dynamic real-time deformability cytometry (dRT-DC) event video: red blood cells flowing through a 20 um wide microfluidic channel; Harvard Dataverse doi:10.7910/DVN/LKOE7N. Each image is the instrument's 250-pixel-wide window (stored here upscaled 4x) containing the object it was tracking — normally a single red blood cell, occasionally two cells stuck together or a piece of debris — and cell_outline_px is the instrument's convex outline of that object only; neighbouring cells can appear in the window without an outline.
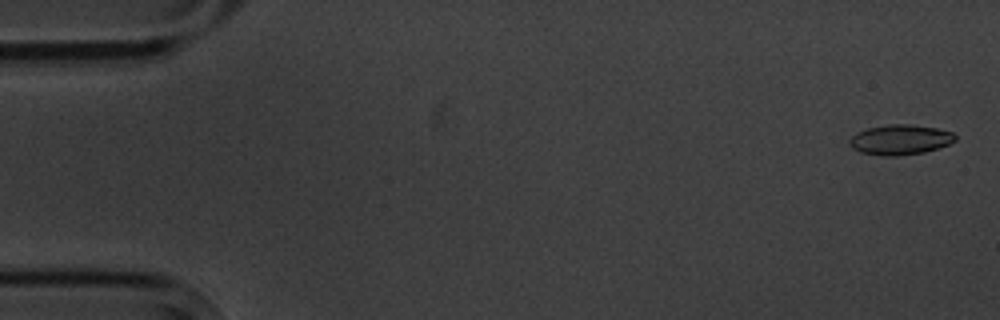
{"species": "common noctule bat (a hibernating species)", "species_latin": "Nyctalus noctula", "temperature_condition": "cold", "stored_images_in_passage": 5, "camera_frame_rate_fps": 3000, "um_per_image_px": 0.085, "animal": {"sex": "male", "body_mass_g": 20.1, "forearm_length_mm": 53.5}, "frame": {"image": 1, "passage_image": 1, "time_ms": 0.0, "image_size_px": [1000, 320], "cell_outline_px": [[956, 140], [948, 144], [924, 152], [896, 156], [884, 156], [860, 152], [852, 148], [848, 144], [848, 140], [856, 132], [868, 128], [888, 124], [912, 124], [936, 128], [952, 132], [956, 136]], "centroid_in_image_um": [76.48, 11.87], "position_along_channel_um": 8.5, "area_um2": 18.55}}
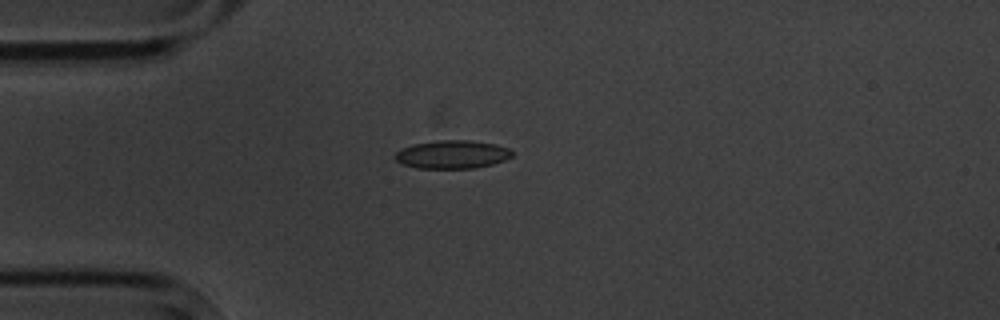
{"frame": {"image": 2, "passage_image": 5, "time_ms": 4.333, "image_size_px": [1000, 320], "cell_outline_px": [[512, 156], [504, 160], [492, 164], [472, 168], [416, 168], [404, 164], [396, 160], [396, 152], [400, 148], [416, 144], [436, 140], [472, 140], [496, 144], [508, 148], [512, 152]], "centroid_in_image_um": [38.45, 13.12], "position_along_channel_um": 46.6, "area_um2": 19.13}}